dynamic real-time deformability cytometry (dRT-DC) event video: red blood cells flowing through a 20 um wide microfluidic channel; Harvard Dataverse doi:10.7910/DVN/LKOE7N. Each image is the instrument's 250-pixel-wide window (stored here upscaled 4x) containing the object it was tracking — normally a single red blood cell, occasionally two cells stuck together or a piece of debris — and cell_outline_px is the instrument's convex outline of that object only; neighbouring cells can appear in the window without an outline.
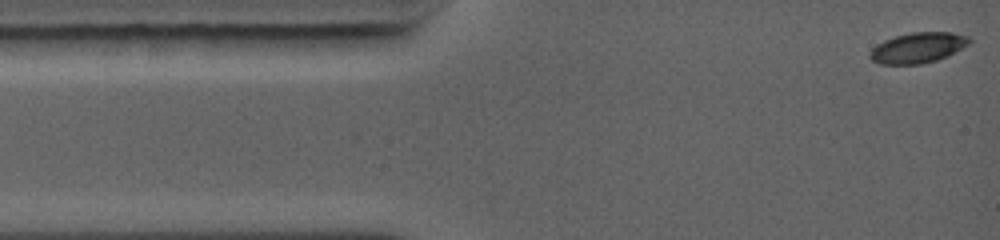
{"species": "common noctule bat (a hibernating species)", "species_latin": "Nyctalus noctula", "temperature_condition": "warm", "stored_images_in_passage": 65, "camera_frame_rate_fps": 5000, "um_per_image_px": 0.085, "animal": {"sex": "female", "body_mass_g": 19.0, "forearm_length_mm": 56.7}, "frame": {"image": 1, "passage_image": 1, "time_ms": 0.0, "image_size_px": [1000, 240], "cell_outline_px": [[972, 40], [968, 44], [948, 56], [936, 60], [920, 64], [880, 64], [872, 60], [868, 56], [872, 48], [884, 40], [896, 36], [912, 32], [952, 32], [968, 36]], "centroid_in_image_um": [78.02, 4.05], "position_along_channel_um": 7.0, "area_um2": 17.57}}
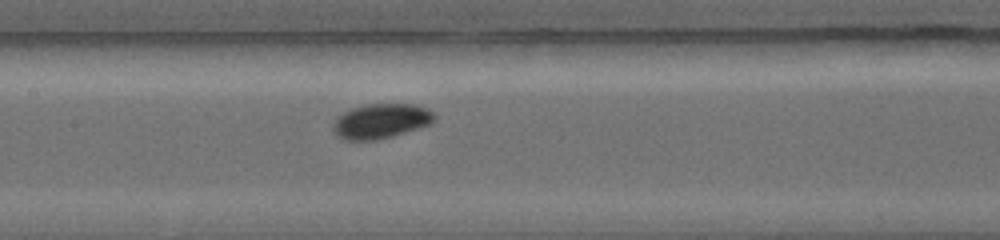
{"frame": {"image": 2, "passage_image": 28, "time_ms": 5.4, "image_size_px": [1000, 240], "cell_outline_px": [[436, 116], [432, 124], [392, 136], [376, 140], [340, 140], [336, 136], [332, 128], [332, 124], [336, 116], [352, 108], [364, 104], [416, 104], [428, 108]], "centroid_in_image_um": [32.35, 10.29], "position_along_channel_um": 175.0, "area_um2": 20.87}}
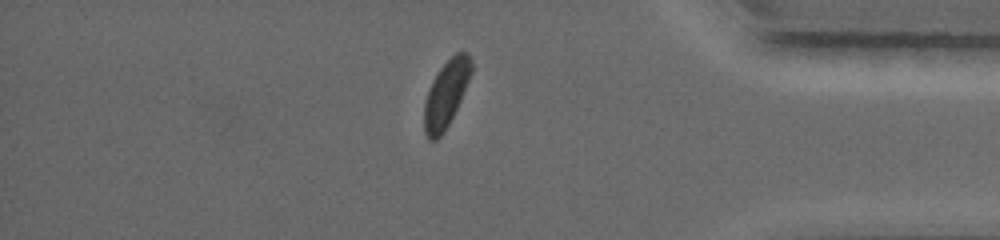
{"frame": {"image": 3, "passage_image": 56, "time_ms": 11.0, "image_size_px": [1000, 240], "cell_outline_px": [[472, 72], [460, 100], [444, 132], [436, 140], [428, 140], [424, 132], [424, 104], [428, 88], [432, 80], [440, 68], [456, 52], [468, 52], [472, 60]], "centroid_in_image_um": [37.9, 7.98], "position_along_channel_um": 397.3, "area_um2": 18.21}, "authors_computed_cell_mechanics": {"area_um2": 18.8428, "velocity_mm_per_s": 4.4145, "shape_relaxation_time_tau1_ms": 2.6083, "shape_relaxation_time_tau2_ms": null, "deformation_change_tau1": 0.1088, "deformation_change_tau2": null}}